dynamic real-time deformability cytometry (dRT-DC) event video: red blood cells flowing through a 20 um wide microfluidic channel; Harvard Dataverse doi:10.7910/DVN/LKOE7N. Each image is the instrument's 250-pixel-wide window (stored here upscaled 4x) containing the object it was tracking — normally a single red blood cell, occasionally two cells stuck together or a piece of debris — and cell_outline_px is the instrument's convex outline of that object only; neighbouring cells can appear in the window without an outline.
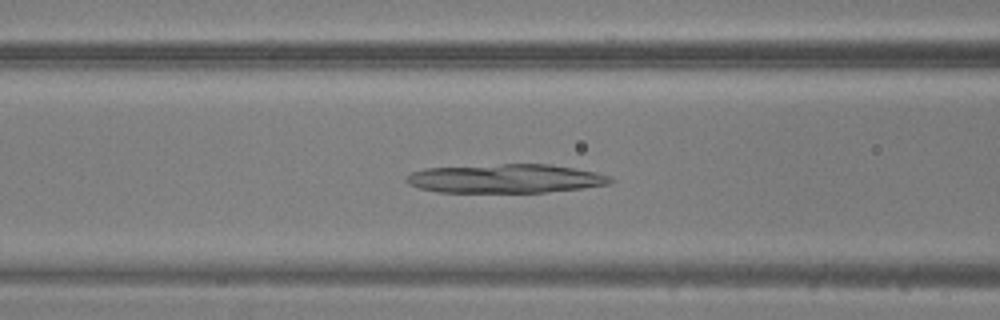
{"species": "common noctule bat (a hibernating species)", "species_latin": "Nyctalus noctula", "temperature_condition": "warm", "stored_images_in_passage": 48, "camera_frame_rate_fps": 3000, "um_per_image_px": 0.085, "animal": {"sex": "male", "body_mass_g": 20.5, "forearm_length_mm": 52.5}, "frame": {"image": 1, "passage_image": 19, "time_ms": 6.0, "image_size_px": [1000, 320], "cell_outline_px": [[616, 180], [608, 184], [584, 188], [544, 192], [440, 192], [420, 188], [408, 184], [404, 180], [404, 176], [412, 172], [424, 168], [500, 164], [548, 164], [596, 172], [608, 176]], "centroid_in_image_um": [42.94, 15.17], "position_along_channel_um": 123.7, "area_um2": 34.33}}
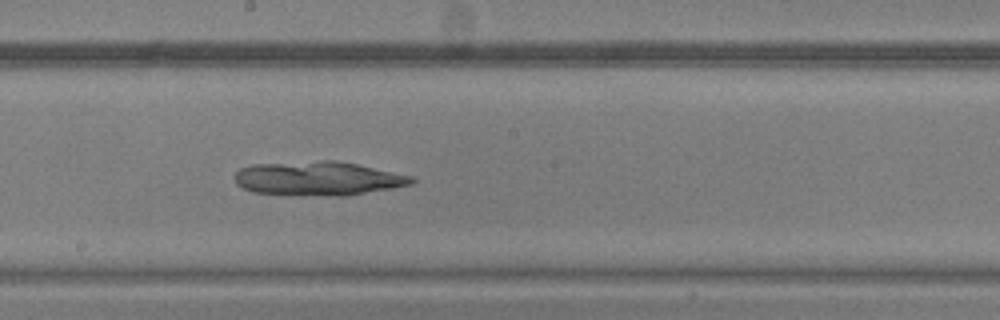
{"frame": {"image": 2, "passage_image": 26, "time_ms": 8.333, "image_size_px": [1000, 320], "cell_outline_px": [[416, 180], [412, 184], [392, 188], [344, 196], [336, 196], [252, 192], [236, 184], [236, 172], [240, 168], [252, 164], [324, 160], [336, 160], [356, 164], [412, 176]], "centroid_in_image_um": [27.04, 15.16], "position_along_channel_um": 221.2, "area_um2": 34.74}}
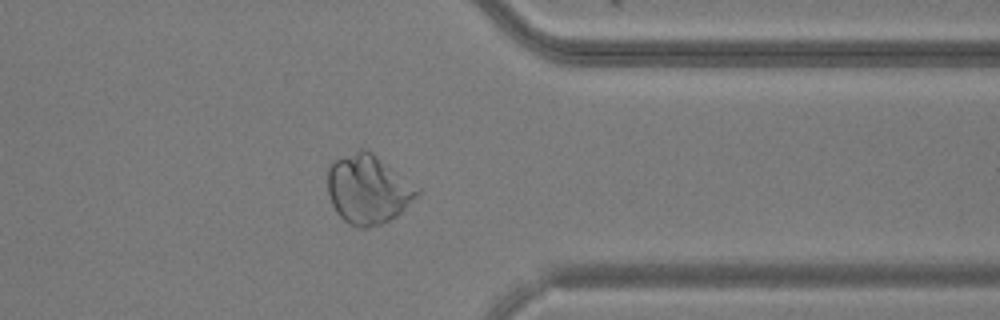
{"frame": {"image": 3, "passage_image": 38, "time_ms": 12.333, "image_size_px": [1000, 320], "cell_outline_px": [[420, 192], [396, 216], [380, 224], [368, 228], [356, 228], [348, 224], [336, 212], [332, 204], [328, 192], [328, 164], [332, 160], [360, 148], [364, 148], [372, 152], [420, 188]], "centroid_in_image_um": [31.25, 16.07], "position_along_channel_um": 380.2, "area_um2": 36.13}}